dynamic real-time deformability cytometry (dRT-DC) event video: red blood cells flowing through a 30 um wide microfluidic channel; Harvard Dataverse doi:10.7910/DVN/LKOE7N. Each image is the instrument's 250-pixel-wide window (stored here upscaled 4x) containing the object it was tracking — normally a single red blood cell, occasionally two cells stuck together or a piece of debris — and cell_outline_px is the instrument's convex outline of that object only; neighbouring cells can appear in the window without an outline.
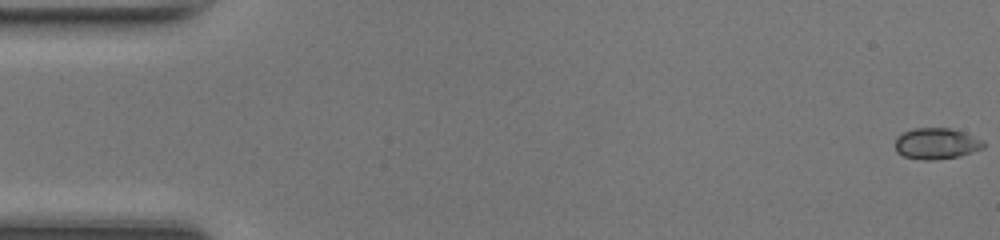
{"species": "common noctule bat (a hibernating species)", "species_latin": "Nyctalus noctula", "temperature_condition": "room temperature", "stored_images_in_passage": 47, "camera_frame_rate_fps": 3000, "um_per_image_px": 0.085, "animal": {"sex": "female", "body_mass_g": 17.0, "forearm_length_mm": 48.0}, "frame": {"image": 1, "passage_image": 1, "time_ms": 0.0, "image_size_px": [1000, 240], "cell_outline_px": [[984, 148], [960, 156], [932, 160], [924, 160], [904, 156], [896, 152], [896, 140], [904, 132], [912, 128], [952, 128], [964, 132], [980, 140], [984, 144]], "centroid_in_image_um": [79.59, 12.2], "position_along_channel_um": 5.4, "area_um2": 15.84}}
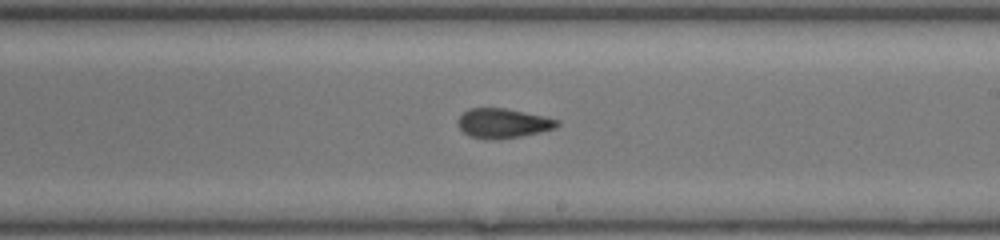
{"frame": {"image": 2, "passage_image": 27, "time_ms": 8.667, "image_size_px": [1000, 240], "cell_outline_px": [[560, 124], [556, 128], [540, 132], [520, 136], [496, 140], [484, 140], [468, 136], [456, 124], [456, 120], [468, 108], [504, 108], [544, 116], [560, 120]], "centroid_in_image_um": [42.73, 10.49], "position_along_channel_um": 246.3, "area_um2": 17.34}}
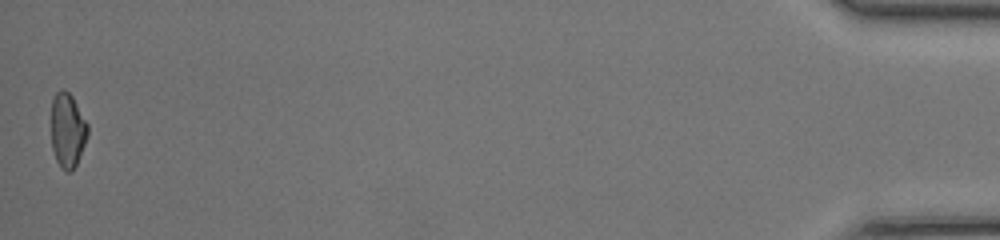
{"frame": {"image": 3, "passage_image": 47, "time_ms": 15.333, "image_size_px": [1000, 240], "cell_outline_px": [[88, 136], [76, 164], [72, 172], [68, 172], [60, 168], [56, 160], [52, 148], [52, 96], [60, 88], [64, 88], [72, 96], [88, 124]], "centroid_in_image_um": [5.74, 11.06], "position_along_channel_um": 429.5, "area_um2": 15.95}, "authors_computed_cell_mechanics": {"area_um2": 16.9932, "velocity_mm_per_s": 4.3241, "shape_relaxation_time_tau1_ms": null, "shape_relaxation_time_tau2_ms": 1.9096, "deformation_change_tau1": null, "deformation_change_tau2": 0.0848}}